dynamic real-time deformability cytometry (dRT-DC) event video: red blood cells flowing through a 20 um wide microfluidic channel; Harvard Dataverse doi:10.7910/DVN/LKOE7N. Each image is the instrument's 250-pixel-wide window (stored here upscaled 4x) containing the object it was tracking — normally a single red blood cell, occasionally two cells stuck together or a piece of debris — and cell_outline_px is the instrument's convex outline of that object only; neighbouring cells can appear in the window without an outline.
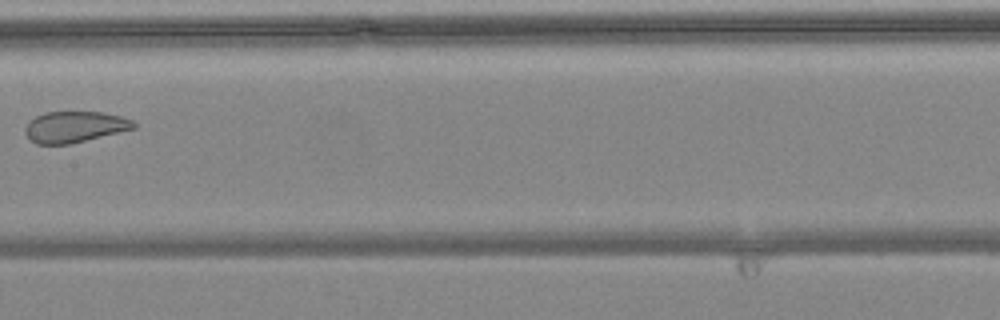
{"species": "common noctule bat (a hibernating species)", "species_latin": "Nyctalus noctula", "temperature_condition": "warm", "stored_images_in_passage": 8, "camera_frame_rate_fps": 3000, "um_per_image_px": 0.085, "animal": {"sex": "female", "body_mass_g": 24.6, "forearm_length_mm": 56.2}, "frame": {"image": 1, "passage_image": 8, "time_ms": 2.333, "image_size_px": [1000, 320], "cell_outline_px": [[136, 128], [68, 144], [36, 144], [24, 132], [24, 128], [28, 120], [44, 112], [104, 112], [120, 116], [132, 120], [136, 124]], "centroid_in_image_um": [6.32, 10.77], "position_along_channel_um": 201.1, "area_um2": 19.59}}